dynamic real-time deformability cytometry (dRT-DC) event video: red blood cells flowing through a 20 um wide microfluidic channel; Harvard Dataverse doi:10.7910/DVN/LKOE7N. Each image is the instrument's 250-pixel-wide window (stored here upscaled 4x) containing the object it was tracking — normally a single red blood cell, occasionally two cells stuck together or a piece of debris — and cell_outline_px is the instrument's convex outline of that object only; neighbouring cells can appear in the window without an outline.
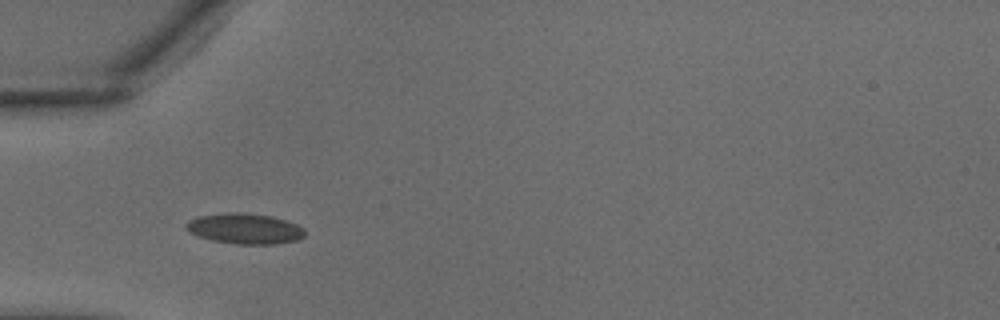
{"species": "common noctule bat (a hibernating species)", "species_latin": "Nyctalus noctula", "temperature_condition": "warm", "stored_images_in_passage": 24, "camera_frame_rate_fps": 3000, "um_per_image_px": 0.085, "animal": {"sex": "male", "body_mass_g": 18.8}, "frame": {"image": 1, "passage_image": 1, "time_ms": 0.0, "image_size_px": [1000, 320], "cell_outline_px": [[304, 236], [296, 240], [276, 244], [236, 244], [212, 240], [200, 236], [184, 228], [184, 224], [188, 220], [196, 216], [224, 212], [240, 212], [272, 216], [296, 224], [304, 228]], "centroid_in_image_um": [20.77, 19.42], "position_along_channel_um": 64.2, "area_um2": 21.15}}
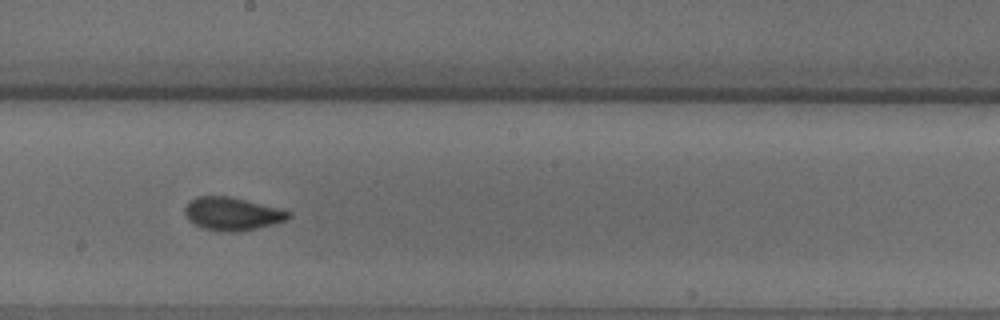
{"frame": {"image": 2, "passage_image": 10, "time_ms": 3.0, "image_size_px": [1000, 320], "cell_outline_px": [[292, 216], [288, 220], [256, 228], [236, 232], [216, 232], [204, 228], [188, 220], [184, 212], [184, 208], [196, 196], [228, 196], [280, 208], [292, 212]], "centroid_in_image_um": [19.76, 18.18], "position_along_channel_um": 228.4, "area_um2": 20.0}}
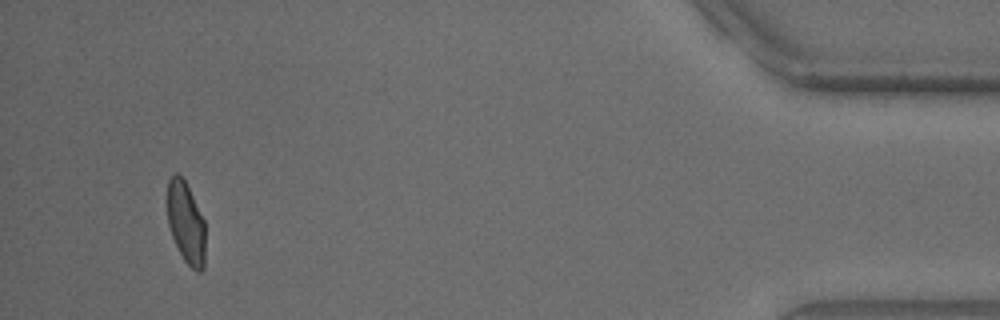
{"frame": {"image": 3, "passage_image": 24, "time_ms": 7.667, "image_size_px": [1000, 320], "cell_outline_px": [[204, 268], [200, 272], [196, 272], [184, 260], [172, 236], [168, 224], [168, 180], [176, 172], [184, 180], [204, 220]], "centroid_in_image_um": [15.8, 18.96], "position_along_channel_um": 419.4, "area_um2": 17.63}}